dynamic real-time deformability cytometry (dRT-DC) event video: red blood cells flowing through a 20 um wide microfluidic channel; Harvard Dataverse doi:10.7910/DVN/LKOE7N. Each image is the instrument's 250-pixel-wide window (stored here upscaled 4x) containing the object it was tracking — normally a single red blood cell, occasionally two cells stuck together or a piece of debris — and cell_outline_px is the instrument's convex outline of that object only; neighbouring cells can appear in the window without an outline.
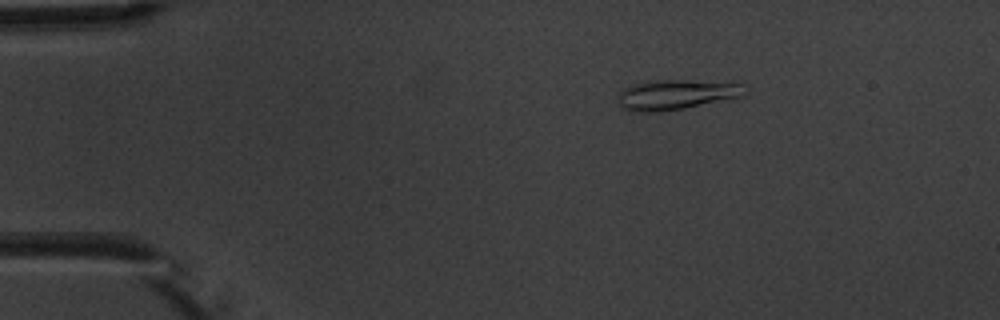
{"species": "common noctule bat (a hibernating species)", "species_latin": "Nyctalus noctula", "temperature_condition": "warm", "stored_images_in_passage": 7, "camera_frame_rate_fps": 3000, "um_per_image_px": 0.085, "animal": {"sex": "male", "body_mass_g": 20.1, "forearm_length_mm": 53.5}, "frame": {"image": 1, "passage_image": 2, "time_ms": 1.0, "image_size_px": [1000, 320], "cell_outline_px": [[748, 88], [744, 96], [684, 108], [656, 112], [636, 112], [624, 108], [620, 104], [620, 92], [624, 88], [636, 84], [660, 80], [684, 80], [744, 84]], "centroid_in_image_um": [57.54, 8.05], "position_along_channel_um": 27.5, "area_um2": 21.73}}
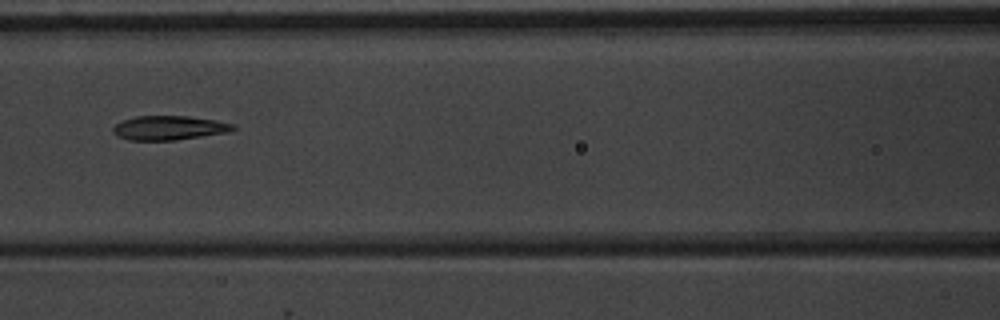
{"frame": {"image": 2, "passage_image": 6, "time_ms": 6.0, "image_size_px": [1000, 320], "cell_outline_px": [[236, 128], [228, 132], [176, 140], [128, 140], [116, 136], [112, 132], [112, 128], [116, 124], [124, 120], [136, 116], [188, 116], [216, 120], [236, 124]], "centroid_in_image_um": [14.37, 10.87], "position_along_channel_um": 152.2, "area_um2": 16.99}}
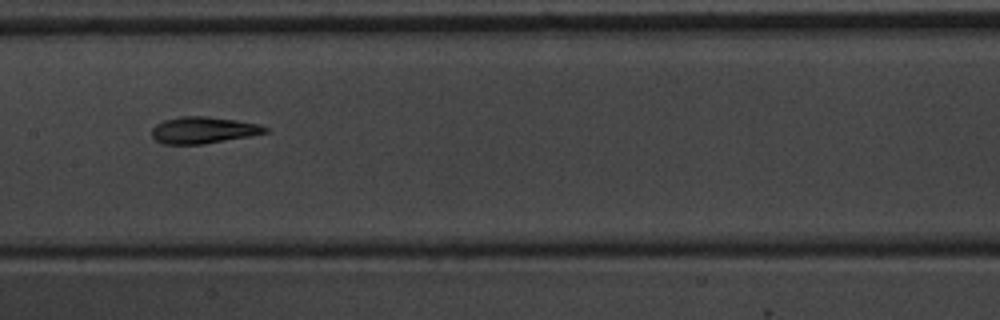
{"frame": {"image": 3, "passage_image": 7, "time_ms": 7.0, "image_size_px": [1000, 320], "cell_outline_px": [[268, 132], [248, 136], [204, 144], [164, 144], [156, 140], [152, 136], [152, 128], [156, 124], [164, 120], [180, 116], [204, 116], [236, 120], [256, 124], [268, 128]], "centroid_in_image_um": [17.23, 11.06], "position_along_channel_um": 190.2, "area_um2": 17.4}}